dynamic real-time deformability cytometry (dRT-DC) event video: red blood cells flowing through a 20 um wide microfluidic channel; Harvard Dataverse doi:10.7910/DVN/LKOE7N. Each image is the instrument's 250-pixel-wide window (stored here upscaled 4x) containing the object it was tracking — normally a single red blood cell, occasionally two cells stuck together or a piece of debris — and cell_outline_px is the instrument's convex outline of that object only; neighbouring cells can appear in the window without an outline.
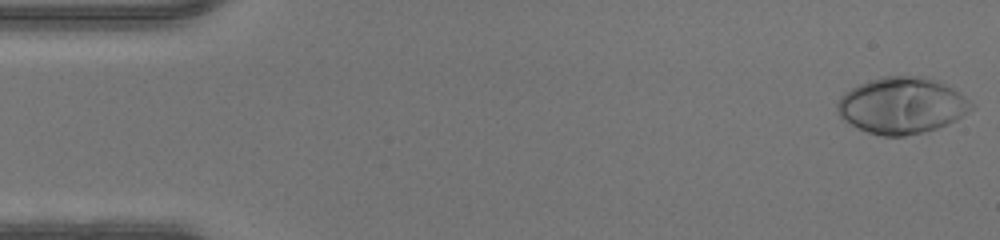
{"species": "human", "species_latin": "Homo sapiens", "temperature_condition": "warm", "stored_images_in_passage": 47, "camera_frame_rate_fps": 3000, "um_per_image_px": 0.085, "donor": {"sex": "male"}, "frame": {"image": 1, "passage_image": 1, "time_ms": 0.0, "image_size_px": [1000, 240], "cell_outline_px": [[976, 108], [956, 120], [948, 124], [924, 132], [904, 136], [884, 136], [868, 132], [856, 128], [844, 120], [840, 116], [836, 108], [836, 104], [840, 96], [844, 92], [860, 84], [884, 76], [920, 76], [936, 80], [960, 92], [976, 104]], "centroid_in_image_um": [76.69, 8.97], "position_along_channel_um": 8.3, "area_um2": 44.22}}
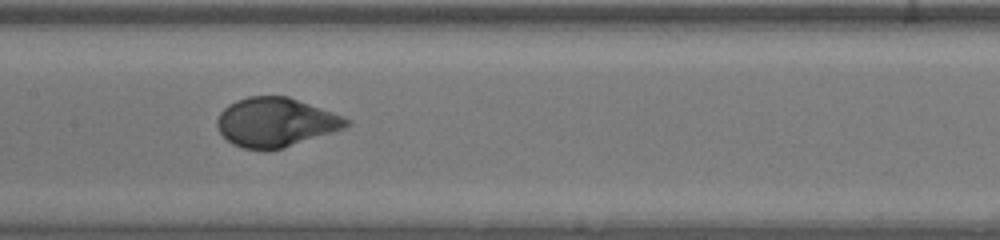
{"frame": {"image": 2, "passage_image": 23, "time_ms": 7.333, "image_size_px": [1000, 240], "cell_outline_px": [[352, 124], [344, 128], [332, 132], [280, 148], [244, 148], [232, 144], [220, 132], [216, 124], [216, 120], [220, 112], [228, 104], [236, 100], [248, 96], [288, 96], [344, 116], [352, 120]], "centroid_in_image_um": [23.43, 10.36], "position_along_channel_um": 184.0, "area_um2": 36.53}}
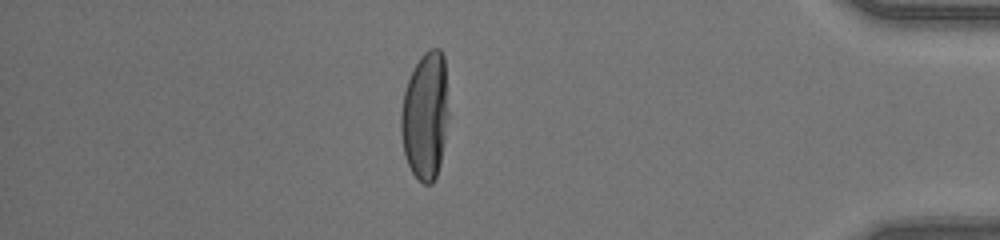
{"frame": {"image": 3, "passage_image": 41, "time_ms": 13.333, "image_size_px": [1000, 240], "cell_outline_px": [[448, 116], [440, 164], [436, 176], [432, 184], [424, 184], [412, 172], [404, 156], [400, 132], [400, 112], [404, 92], [408, 80], [420, 56], [428, 48], [440, 48], [444, 56], [448, 112]], "centroid_in_image_um": [36.13, 9.83], "position_along_channel_um": 399.1, "area_um2": 35.49}}